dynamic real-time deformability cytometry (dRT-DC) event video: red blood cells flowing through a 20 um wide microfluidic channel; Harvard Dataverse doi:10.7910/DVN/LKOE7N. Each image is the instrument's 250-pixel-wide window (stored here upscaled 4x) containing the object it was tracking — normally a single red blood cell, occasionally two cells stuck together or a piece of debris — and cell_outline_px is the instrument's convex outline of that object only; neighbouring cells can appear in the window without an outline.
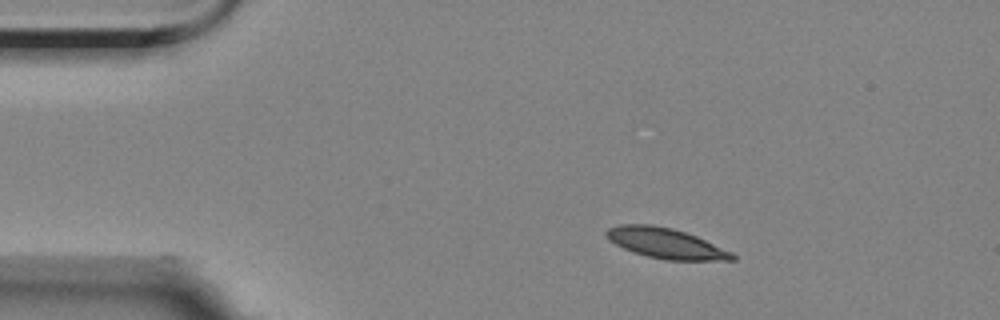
{"species": "Egyptian fruit bat (a non-hibernating species)", "species_latin": "Rousettus aegyptiacus", "temperature_condition": "room temperature", "stored_images_in_passage": 2, "camera_frame_rate_fps": 3000, "um_per_image_px": 0.085, "animal": {"sex": "female"}, "frame": {"image": 1, "passage_image": 1, "time_ms": 0.0, "image_size_px": [1000, 320], "cell_outline_px": [[736, 260], [664, 260], [632, 252], [608, 240], [604, 232], [608, 228], [620, 224], [652, 224], [672, 228], [696, 236], [732, 252], [736, 256]], "centroid_in_image_um": [56.56, 20.67], "position_along_channel_um": 28.4, "area_um2": 22.2}}